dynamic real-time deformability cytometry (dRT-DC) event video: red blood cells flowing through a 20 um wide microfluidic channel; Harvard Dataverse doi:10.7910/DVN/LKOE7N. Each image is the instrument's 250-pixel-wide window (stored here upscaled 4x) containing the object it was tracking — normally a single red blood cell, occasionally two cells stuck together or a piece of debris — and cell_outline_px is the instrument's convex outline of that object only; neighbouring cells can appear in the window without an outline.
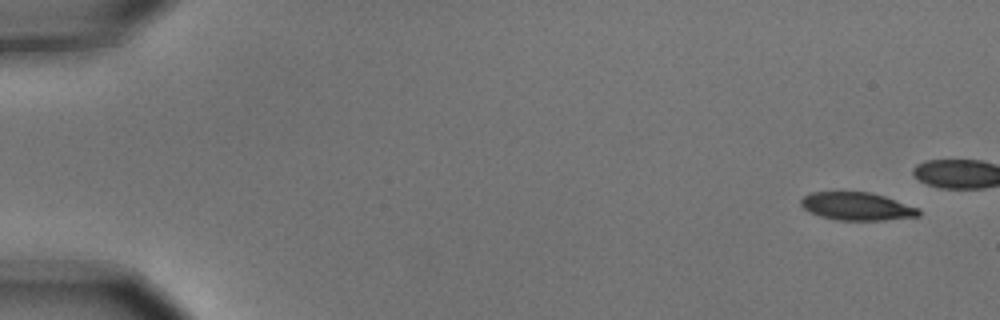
{"species": "common noctule bat (a hibernating species)", "species_latin": "Nyctalus noctula", "temperature_condition": "cold", "stored_images_in_passage": 11, "camera_frame_rate_fps": 3000, "um_per_image_px": 0.085, "animal": {"sex": "male", "body_mass_g": 15.6}, "frame": {"image": 1, "passage_image": 1, "time_ms": 0.0, "image_size_px": [1000, 320], "cell_outline_px": [[920, 216], [884, 220], [836, 220], [820, 216], [808, 212], [800, 204], [800, 200], [804, 196], [812, 192], [868, 192], [884, 196], [920, 208]], "centroid_in_image_um": [72.83, 17.54], "position_along_channel_um": 12.2, "area_um2": 19.19}}
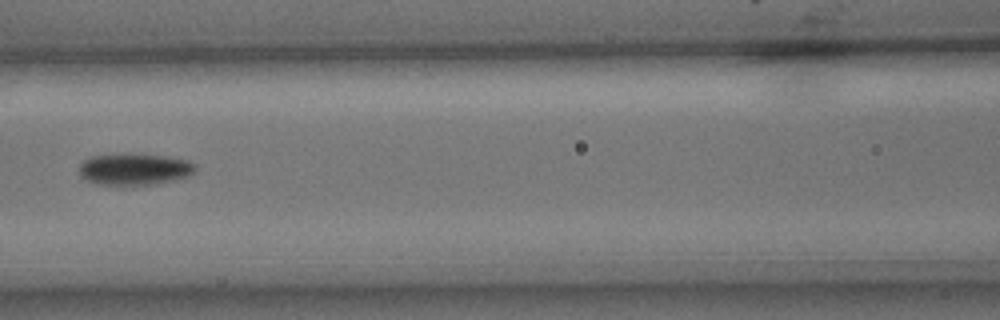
{"frame": {"image": 2, "passage_image": 8, "time_ms": 2.333, "image_size_px": [1000, 320], "cell_outline_px": [[196, 172], [188, 176], [152, 184], [96, 184], [80, 176], [80, 164], [88, 156], [164, 156], [188, 160], [196, 164]], "centroid_in_image_um": [11.45, 14.4], "position_along_channel_um": 155.1, "area_um2": 20.46}}
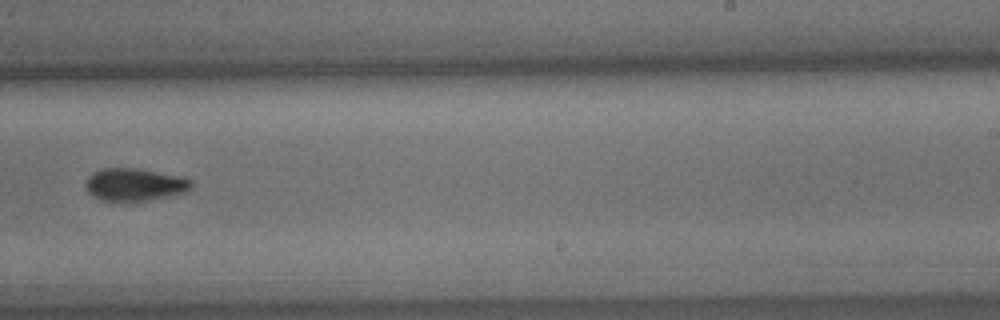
{"frame": {"image": 3, "passage_image": 11, "time_ms": 3.333, "image_size_px": [1000, 320], "cell_outline_px": [[192, 188], [184, 192], [152, 200], [100, 200], [92, 196], [88, 192], [84, 184], [88, 176], [92, 172], [100, 168], [136, 168], [176, 176], [192, 180]], "centroid_in_image_um": [11.38, 15.68], "position_along_channel_um": 277.6, "area_um2": 19.88}}